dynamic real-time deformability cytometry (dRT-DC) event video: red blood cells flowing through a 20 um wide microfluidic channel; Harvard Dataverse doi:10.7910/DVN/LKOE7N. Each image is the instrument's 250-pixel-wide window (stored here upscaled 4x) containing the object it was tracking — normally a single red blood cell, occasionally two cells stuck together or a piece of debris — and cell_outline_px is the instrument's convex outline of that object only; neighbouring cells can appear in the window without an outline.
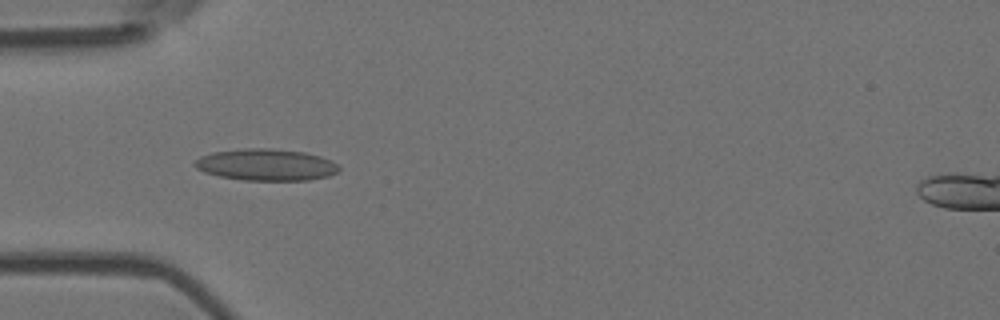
{"species": "Egyptian fruit bat (a non-hibernating species)", "species_latin": "Rousettus aegyptiacus", "temperature_condition": "room temperature", "stored_images_in_passage": 5, "camera_frame_rate_fps": 3000, "um_per_image_px": 0.085, "animal": {"sex": "female"}, "frame": {"image": 1, "passage_image": 5, "time_ms": 1.333, "image_size_px": [1000, 320], "cell_outline_px": [[340, 172], [328, 176], [308, 180], [244, 180], [220, 176], [204, 172], [196, 168], [192, 164], [200, 156], [212, 152], [248, 148], [268, 148], [304, 152], [320, 156], [336, 164], [340, 168]], "centroid_in_image_um": [22.61, 14.0], "position_along_channel_um": 62.4, "area_um2": 26.53}}